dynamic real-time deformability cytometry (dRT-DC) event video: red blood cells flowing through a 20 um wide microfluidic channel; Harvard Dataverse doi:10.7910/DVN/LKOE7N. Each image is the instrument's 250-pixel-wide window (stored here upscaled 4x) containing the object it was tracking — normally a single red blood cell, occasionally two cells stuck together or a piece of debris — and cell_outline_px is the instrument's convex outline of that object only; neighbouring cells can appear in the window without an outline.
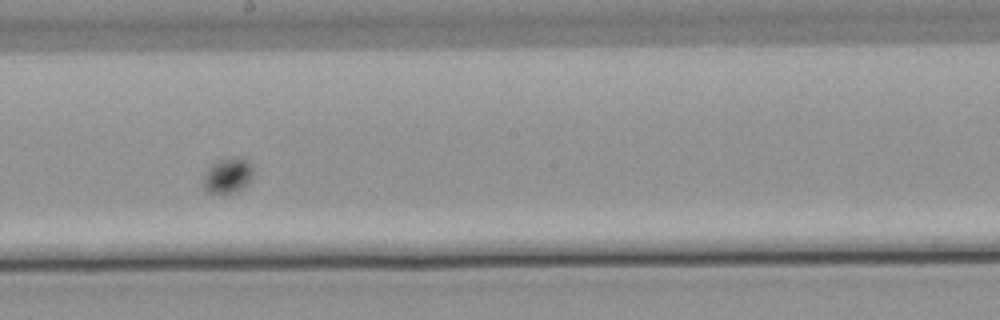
{"species": "common noctule bat (a hibernating species)", "species_latin": "Nyctalus noctula", "temperature_condition": "warm", "stored_images_in_passage": 58, "camera_frame_rate_fps": 3000, "um_per_image_px": 0.085, "animal": {"sex": "male", "body_mass_g": 21.5, "forearm_length_mm": 52.0}, "frame": {"image": 1, "passage_image": 33, "time_ms": 10.667, "image_size_px": [1000, 320], "cell_outline_px": [[252, 176], [248, 184], [244, 188], [236, 192], [204, 192], [204, 176], [208, 168], [216, 160], [232, 156], [244, 156], [252, 164]], "centroid_in_image_um": [19.4, 14.87], "position_along_channel_um": 228.8, "area_um2": 10.46}}